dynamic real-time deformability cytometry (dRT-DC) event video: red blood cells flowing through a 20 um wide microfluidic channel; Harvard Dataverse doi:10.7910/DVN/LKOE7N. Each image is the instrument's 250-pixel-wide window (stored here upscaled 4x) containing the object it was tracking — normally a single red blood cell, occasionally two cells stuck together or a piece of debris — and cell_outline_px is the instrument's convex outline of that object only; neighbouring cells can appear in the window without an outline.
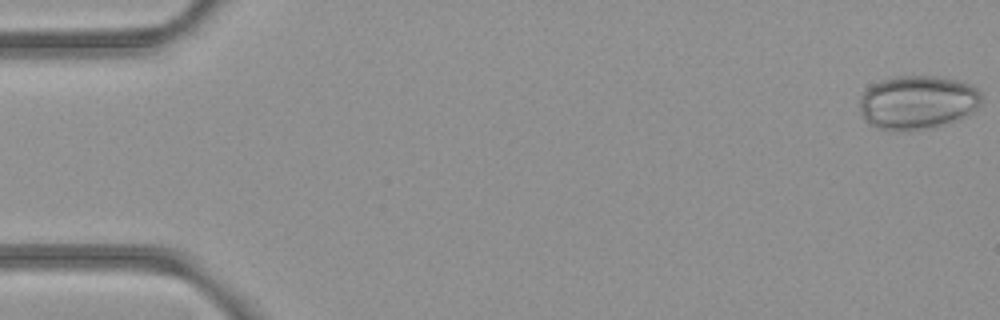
{"species": "common noctule bat (a hibernating species)", "species_latin": "Nyctalus noctula", "temperature_condition": "room temperature", "stored_images_in_passage": 53, "camera_frame_rate_fps": 3000, "um_per_image_px": 0.085, "animal": {"sex": "female", "body_mass_g": 21.9}, "frame": {"image": 1, "passage_image": 1, "time_ms": 0.0, "image_size_px": [1000, 320], "cell_outline_px": [[980, 104], [972, 112], [960, 120], [936, 128], [908, 132], [892, 132], [876, 128], [868, 124], [864, 120], [860, 112], [860, 96], [872, 84], [884, 80], [900, 76], [940, 76], [960, 80], [972, 84], [980, 92]], "centroid_in_image_um": [77.99, 8.74], "position_along_channel_um": 7.0, "area_um2": 39.19}}
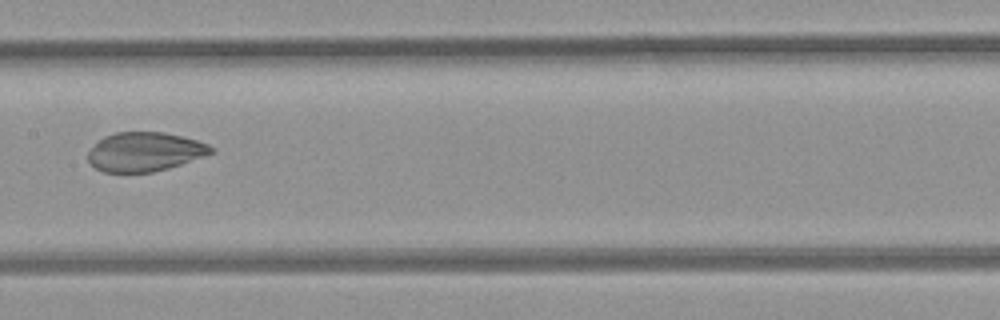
{"frame": {"image": 2, "passage_image": 27, "time_ms": 8.667, "image_size_px": [1000, 320], "cell_outline_px": [[216, 152], [168, 168], [152, 172], [104, 172], [96, 168], [88, 160], [88, 152], [104, 136], [116, 132], [164, 132], [184, 136], [208, 144], [216, 148]], "centroid_in_image_um": [12.35, 12.89], "position_along_channel_um": 195.1, "area_um2": 27.98}}
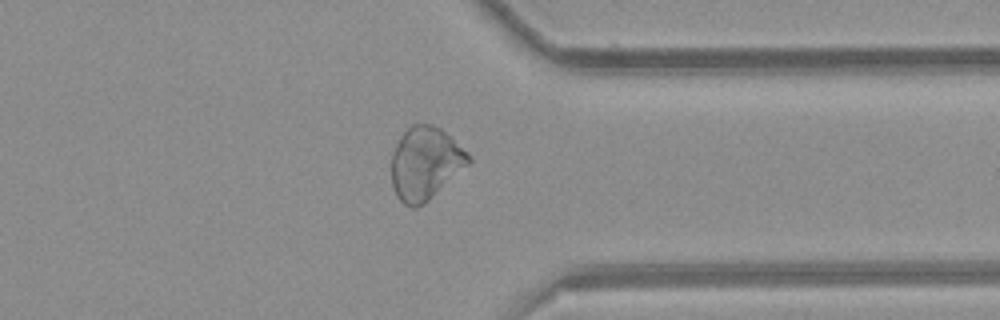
{"frame": {"image": 3, "passage_image": 41, "time_ms": 13.333, "image_size_px": [1000, 320], "cell_outline_px": [[472, 160], [468, 164], [424, 204], [416, 208], [412, 208], [404, 204], [396, 196], [392, 184], [392, 152], [400, 136], [412, 124], [432, 124], [440, 128], [468, 152], [472, 156]], "centroid_in_image_um": [36.13, 13.88], "position_along_channel_um": 375.3, "area_um2": 32.48}}